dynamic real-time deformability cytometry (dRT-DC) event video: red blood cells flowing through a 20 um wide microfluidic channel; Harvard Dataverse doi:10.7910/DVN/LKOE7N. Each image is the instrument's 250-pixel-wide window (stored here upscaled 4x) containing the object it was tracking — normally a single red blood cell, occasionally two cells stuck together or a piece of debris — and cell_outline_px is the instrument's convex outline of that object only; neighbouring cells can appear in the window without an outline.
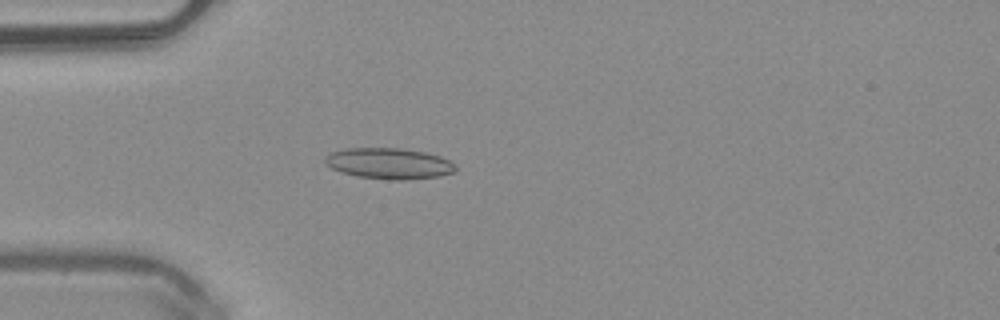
{"species": "common noctule bat (a hibernating species)", "species_latin": "Nyctalus noctula", "temperature_condition": "warm", "stored_images_in_passage": 49, "camera_frame_rate_fps": 3000, "um_per_image_px": 0.085, "animal": {"sex": "male", "body_mass_g": 20.4}, "frame": {"image": 1, "passage_image": 14, "time_ms": 4.333, "image_size_px": [1000, 320], "cell_outline_px": [[456, 168], [452, 172], [440, 176], [408, 180], [396, 180], [360, 176], [340, 172], [324, 164], [324, 156], [332, 152], [348, 148], [400, 148], [424, 152], [440, 156], [456, 164]], "centroid_in_image_um": [33.06, 13.89], "position_along_channel_um": 51.9, "area_um2": 23.47}}
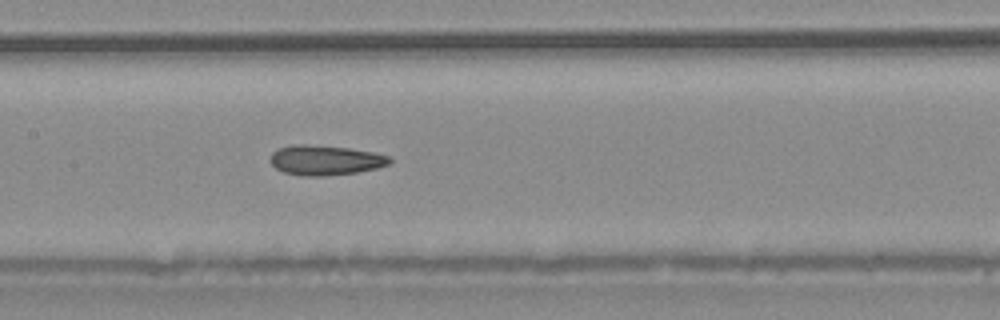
{"frame": {"image": 2, "passage_image": 24, "time_ms": 7.667, "image_size_px": [1000, 320], "cell_outline_px": [[392, 160], [388, 164], [376, 168], [356, 172], [324, 176], [304, 176], [284, 172], [276, 168], [268, 160], [272, 152], [280, 148], [292, 144], [304, 144], [348, 148], [372, 152], [388, 156]], "centroid_in_image_um": [27.6, 13.61], "position_along_channel_um": 179.8, "area_um2": 20.63}}
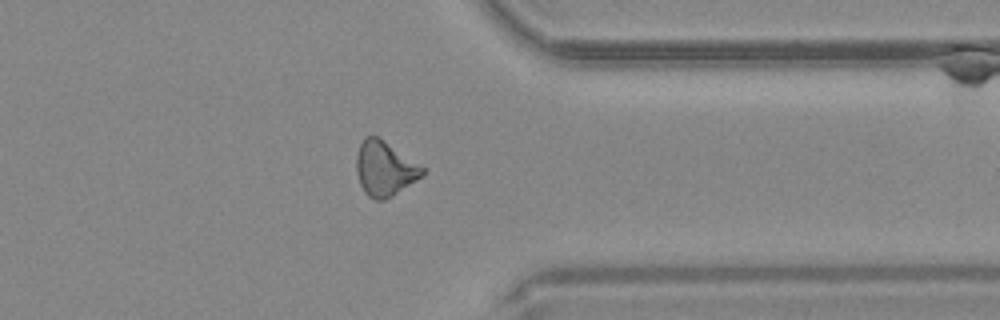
{"frame": {"image": 3, "passage_image": 39, "time_ms": 12.667, "image_size_px": [1000, 320], "cell_outline_px": [[424, 176], [392, 196], [384, 200], [376, 200], [368, 196], [364, 192], [360, 184], [356, 172], [356, 156], [360, 144], [368, 136], [380, 136], [424, 168]], "centroid_in_image_um": [32.7, 14.34], "position_along_channel_um": 378.7, "area_um2": 21.1}, "authors_computed_cell_mechanics": {"area_um2": 20.8658, "velocity_mm_per_s": 4.0936, "shape_relaxation_time_tau1_ms": null, "shape_relaxation_time_tau2_ms": 4.4072, "deformation_change_tau1": null, "deformation_change_tau2": 0.136}}